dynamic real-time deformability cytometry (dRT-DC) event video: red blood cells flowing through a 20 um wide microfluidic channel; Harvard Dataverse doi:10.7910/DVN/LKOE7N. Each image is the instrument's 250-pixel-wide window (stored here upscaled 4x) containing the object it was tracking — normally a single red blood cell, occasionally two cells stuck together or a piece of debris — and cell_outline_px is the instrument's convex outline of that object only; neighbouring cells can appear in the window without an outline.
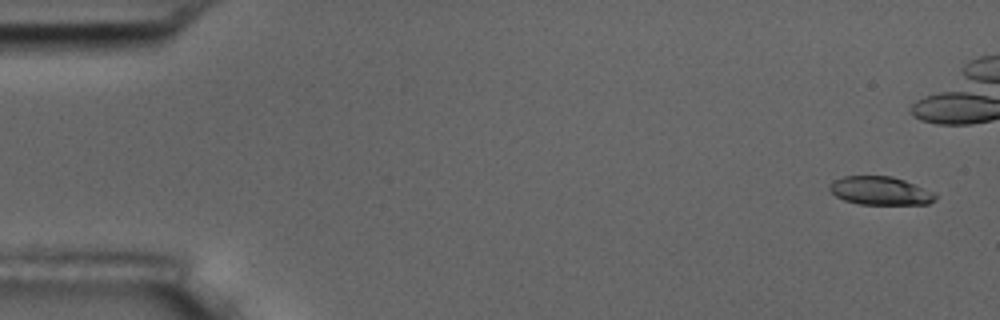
{"species": "common noctule bat (a hibernating species)", "species_latin": "Nyctalus noctula", "temperature_condition": "room temperature", "stored_images_in_passage": 7, "segment_of_instrument_passage": [1, 2], "camera_frame_rate_fps": 3000, "um_per_image_px": 0.085, "animal": {"sex": "male", "body_mass_g": 17.5, "forearm_length_mm": 52.3}, "frame": {"image": 1, "passage_image": 1, "time_ms": 0.0, "image_size_px": [1000, 320], "cell_outline_px": [[936, 200], [928, 204], [860, 204], [844, 200], [836, 196], [828, 188], [828, 184], [844, 176], [892, 176], [904, 180], [936, 192]], "centroid_in_image_um": [74.85, 16.21], "position_along_channel_um": 10.1, "area_um2": 17.51}}